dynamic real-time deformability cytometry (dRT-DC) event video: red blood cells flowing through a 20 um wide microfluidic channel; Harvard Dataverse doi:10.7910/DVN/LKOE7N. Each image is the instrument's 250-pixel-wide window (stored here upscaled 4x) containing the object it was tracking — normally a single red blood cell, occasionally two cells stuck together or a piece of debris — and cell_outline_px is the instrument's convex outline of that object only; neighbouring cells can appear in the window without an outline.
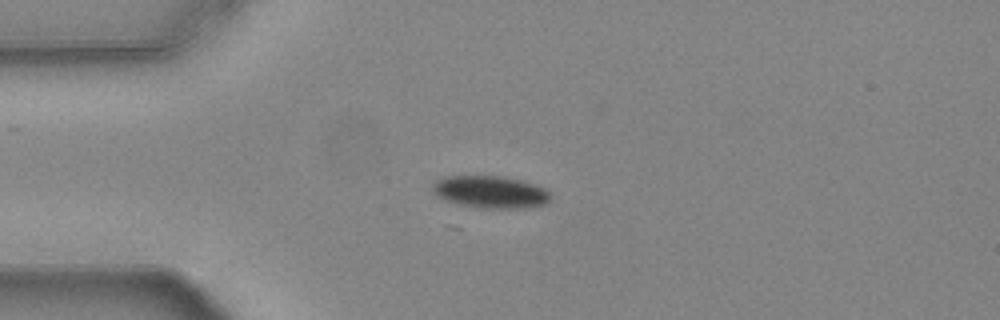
{"species": "common noctule bat (a hibernating species)", "species_latin": "Nyctalus noctula", "temperature_condition": "warm", "stored_images_in_passage": 17, "camera_frame_rate_fps": 3000, "um_per_image_px": 0.085, "animal": {"sex": "female", "body_mass_g": 24.6, "forearm_length_mm": 56.2}, "frame": {"image": 1, "passage_image": 1, "time_ms": 0.0, "image_size_px": [1000, 320], "cell_outline_px": [[552, 196], [544, 204], [520, 208], [480, 208], [460, 204], [444, 200], [436, 196], [432, 192], [432, 184], [436, 180], [444, 176], [504, 176], [536, 184], [552, 192]], "centroid_in_image_um": [41.67, 16.31], "position_along_channel_um": 43.3, "area_um2": 22.37}}
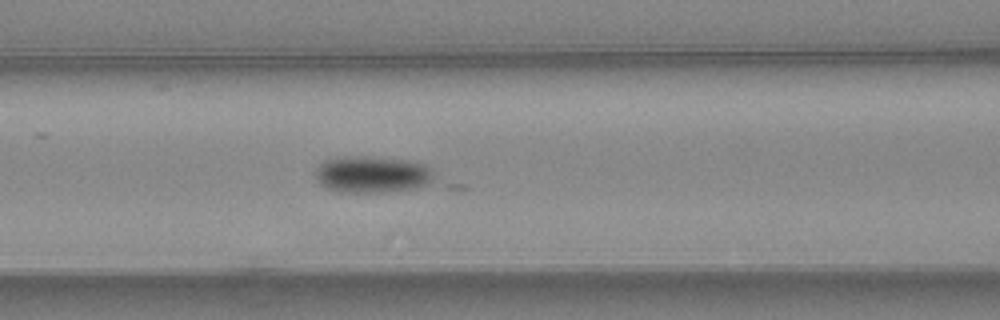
{"frame": {"image": 2, "passage_image": 10, "time_ms": 3.0, "image_size_px": [1000, 320], "cell_outline_px": [[432, 180], [424, 184], [412, 188], [380, 192], [340, 192], [328, 188], [320, 184], [316, 180], [316, 168], [324, 160], [336, 156], [368, 156], [408, 160], [424, 164], [432, 168]], "centroid_in_image_um": [31.57, 14.8], "position_along_channel_um": 135.0, "area_um2": 25.32}}
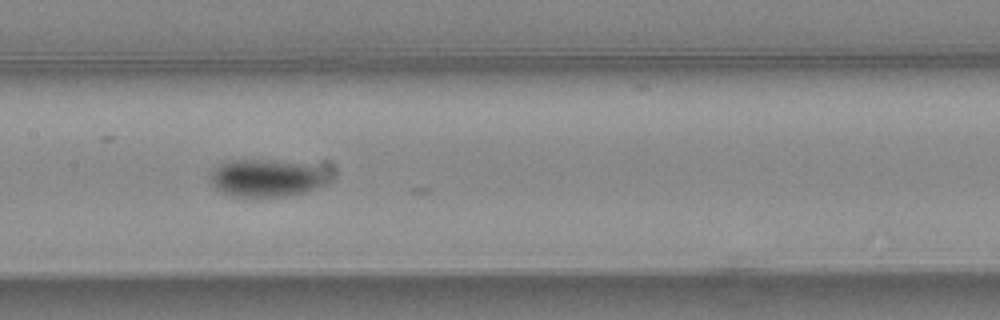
{"frame": {"image": 3, "passage_image": 14, "time_ms": 4.333, "image_size_px": [1000, 320], "cell_outline_px": [[328, 184], [308, 192], [288, 196], [232, 196], [220, 192], [208, 180], [212, 168], [228, 160], [256, 160], [304, 164], [312, 168], [328, 180]], "centroid_in_image_um": [22.51, 15.17], "position_along_channel_um": 184.9, "area_um2": 25.2}}